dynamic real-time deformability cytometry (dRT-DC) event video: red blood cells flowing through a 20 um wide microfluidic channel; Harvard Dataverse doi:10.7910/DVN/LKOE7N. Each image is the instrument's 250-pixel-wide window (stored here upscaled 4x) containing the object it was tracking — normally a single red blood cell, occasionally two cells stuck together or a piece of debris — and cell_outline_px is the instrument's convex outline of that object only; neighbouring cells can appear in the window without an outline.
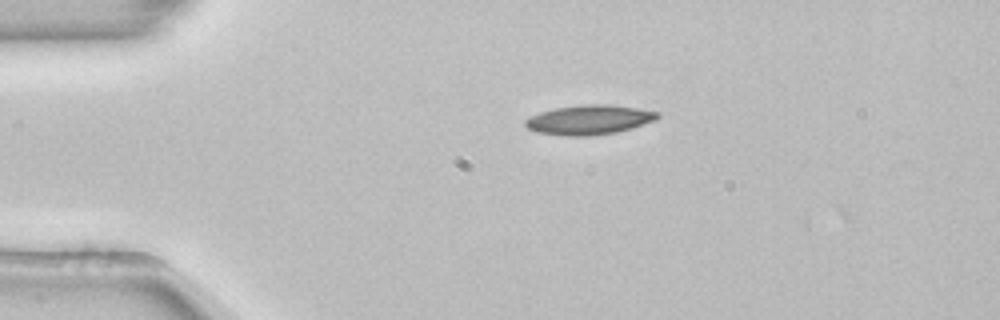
{"species": "common noctule bat (a hibernating species)", "species_latin": "Nyctalus noctula", "temperature_condition": "room temperature", "stored_images_in_passage": 6, "camera_frame_rate_fps": 3000, "um_per_image_px": 0.085, "animal": {"sex": "female", "body_mass_g": 22.7, "forearm_length_mm": 54.2}, "frame": {"image": 1, "passage_image": 5, "time_ms": 1.333, "image_size_px": [1000, 320], "cell_outline_px": [[660, 116], [656, 120], [632, 128], [616, 132], [588, 136], [564, 136], [536, 132], [528, 128], [524, 124], [524, 120], [528, 116], [540, 112], [556, 108], [580, 104], [604, 104], [636, 108], [660, 112]], "centroid_in_image_um": [50.05, 10.18], "position_along_channel_um": 34.9, "area_um2": 22.89}}